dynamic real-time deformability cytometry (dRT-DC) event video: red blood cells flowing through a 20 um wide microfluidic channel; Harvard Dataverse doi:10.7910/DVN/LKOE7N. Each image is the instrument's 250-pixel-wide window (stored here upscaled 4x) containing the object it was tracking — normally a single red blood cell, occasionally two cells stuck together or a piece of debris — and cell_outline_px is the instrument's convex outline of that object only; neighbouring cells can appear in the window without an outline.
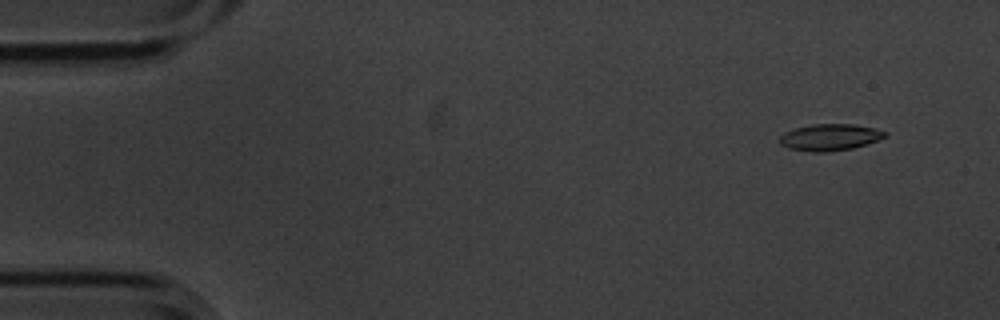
{"species": "common noctule bat (a hibernating species)", "species_latin": "Nyctalus noctula", "temperature_condition": "cold", "stored_images_in_passage": 6, "camera_frame_rate_fps": 3000, "um_per_image_px": 0.085, "animal": {"sex": "male", "body_mass_g": 20.1, "forearm_length_mm": 53.5}, "frame": {"image": 1, "passage_image": 2, "time_ms": 0.333, "image_size_px": [1000, 320], "cell_outline_px": [[888, 136], [868, 144], [852, 148], [828, 152], [812, 152], [788, 148], [780, 144], [780, 136], [784, 132], [796, 128], [812, 124], [852, 124], [876, 128], [888, 132]], "centroid_in_image_um": [70.58, 11.67], "position_along_channel_um": 14.4, "area_um2": 16.47}}
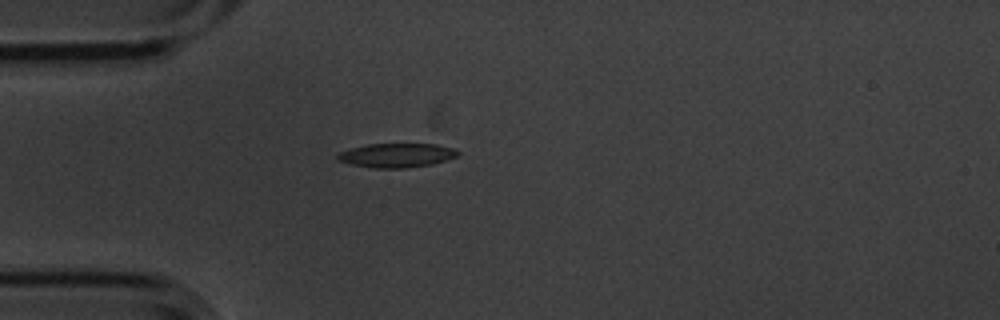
{"frame": {"image": 2, "passage_image": 5, "time_ms": 1.333, "image_size_px": [1000, 320], "cell_outline_px": [[460, 152], [456, 156], [432, 164], [404, 168], [372, 168], [352, 164], [336, 160], [336, 152], [368, 144], [436, 144], [452, 148]], "centroid_in_image_um": [33.65, 13.2], "position_along_channel_um": 51.3, "area_um2": 16.82}}